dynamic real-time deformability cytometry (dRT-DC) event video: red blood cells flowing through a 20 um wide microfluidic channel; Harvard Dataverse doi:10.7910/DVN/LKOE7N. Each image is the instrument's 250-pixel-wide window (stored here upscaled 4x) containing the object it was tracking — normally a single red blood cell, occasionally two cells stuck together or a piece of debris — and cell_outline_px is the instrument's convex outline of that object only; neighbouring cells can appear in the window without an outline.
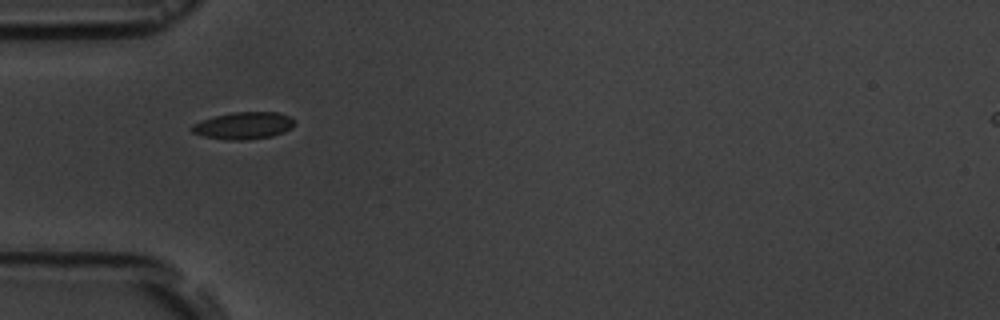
{"species": "common noctule bat (a hibernating species)", "species_latin": "Nyctalus noctula", "temperature_condition": "room temperature", "stored_images_in_passage": 2, "camera_frame_rate_fps": 3000, "um_per_image_px": 0.085, "animal": {"sex": "male", "body_mass_g": 19.5, "forearm_length_mm": 54.6}, "frame": {"image": 1, "passage_image": 1, "time_ms": 0.0, "image_size_px": [1000, 320], "cell_outline_px": [[296, 120], [292, 128], [284, 132], [272, 136], [248, 140], [228, 140], [204, 136], [192, 132], [192, 124], [216, 116], [232, 112], [276, 112], [288, 116]], "centroid_in_image_um": [20.75, 10.68], "position_along_channel_um": 64.3, "area_um2": 16.13}}
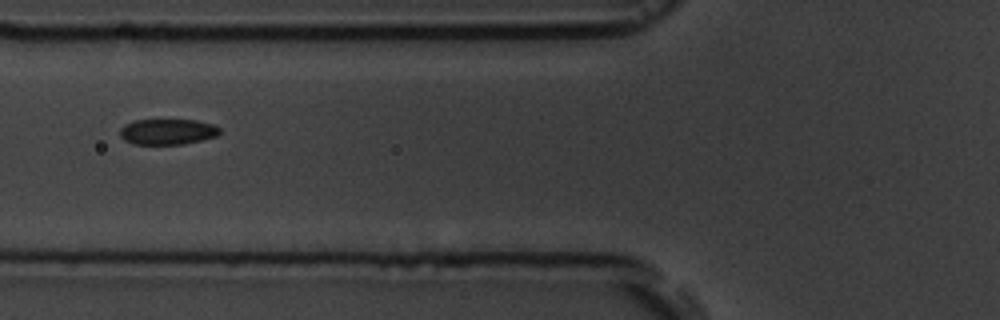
{"frame": {"image": 2, "passage_image": 2, "time_ms": 1.333, "image_size_px": [1000, 320], "cell_outline_px": [[220, 132], [216, 136], [184, 144], [132, 144], [124, 140], [120, 136], [120, 128], [124, 124], [132, 120], [196, 120], [216, 124], [220, 128]], "centroid_in_image_um": [14.23, 11.19], "position_along_channel_um": 111.6, "area_um2": 15.09}}